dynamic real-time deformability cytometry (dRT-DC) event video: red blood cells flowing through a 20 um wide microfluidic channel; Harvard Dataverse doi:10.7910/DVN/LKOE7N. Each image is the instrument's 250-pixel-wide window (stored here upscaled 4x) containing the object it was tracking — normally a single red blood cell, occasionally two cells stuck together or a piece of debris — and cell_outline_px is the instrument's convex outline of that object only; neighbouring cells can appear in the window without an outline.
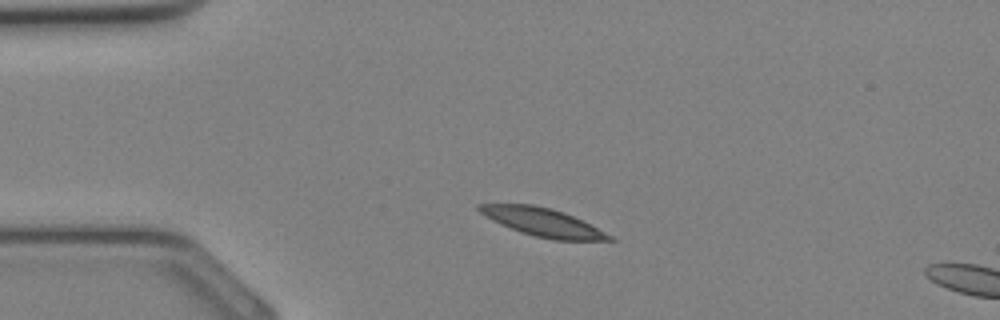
{"species": "Egyptian fruit bat (a non-hibernating species)", "species_latin": "Rousettus aegyptiacus", "temperature_condition": "cold", "stored_images_in_passage": 4, "camera_frame_rate_fps": 3000, "um_per_image_px": 0.085, "animal": {"sex": "female"}, "frame": {"image": 1, "passage_image": 2, "time_ms": 0.333, "image_size_px": [1000, 320], "cell_outline_px": [[616, 240], [552, 240], [520, 232], [500, 224], [492, 220], [480, 212], [476, 208], [476, 204], [532, 204], [552, 208], [564, 212], [612, 236]], "centroid_in_image_um": [46.08, 18.88], "position_along_channel_um": 38.9, "area_um2": 21.04}}